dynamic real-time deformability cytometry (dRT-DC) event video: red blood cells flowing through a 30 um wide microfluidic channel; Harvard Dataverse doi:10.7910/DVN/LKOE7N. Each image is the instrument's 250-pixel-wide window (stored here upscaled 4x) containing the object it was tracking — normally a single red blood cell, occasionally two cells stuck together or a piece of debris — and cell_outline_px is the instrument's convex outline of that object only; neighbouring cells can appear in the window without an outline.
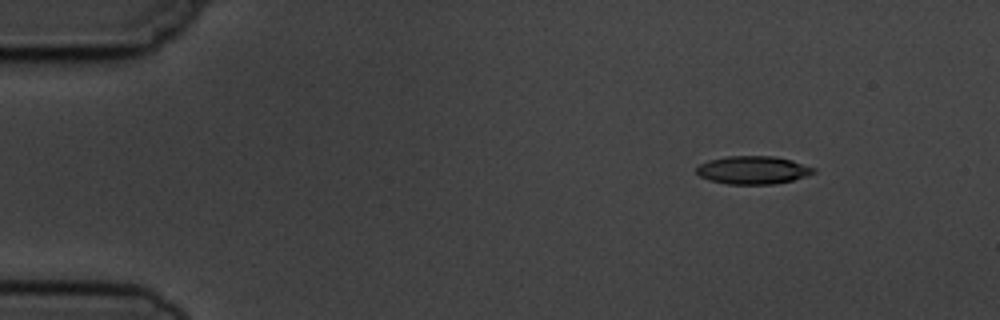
{"species": "common noctule bat (a hibernating species)", "species_latin": "Nyctalus noctula", "temperature_condition": "cold", "stored_images_in_passage": 8, "camera_frame_rate_fps": 3000, "um_per_image_px": 0.085, "animal": {"sex": "male", "body_mass_g": 19.5, "forearm_length_mm": 54.6}, "frame": {"image": 1, "passage_image": 2, "time_ms": 1.333, "image_size_px": [1000, 320], "cell_outline_px": [[816, 172], [808, 176], [792, 180], [772, 184], [728, 184], [708, 180], [700, 176], [696, 172], [696, 168], [700, 164], [708, 160], [728, 156], [772, 156], [792, 160], [816, 168]], "centroid_in_image_um": [64.01, 14.45], "position_along_channel_um": 21.0, "area_um2": 19.19}}
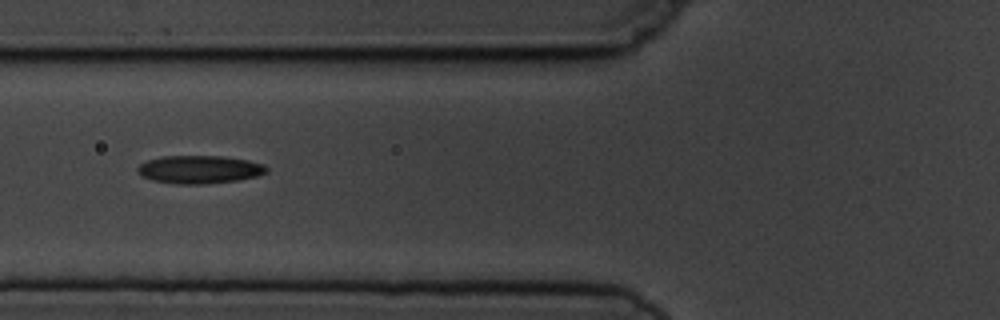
{"frame": {"image": 2, "passage_image": 6, "time_ms": 6.0, "image_size_px": [1000, 320], "cell_outline_px": [[268, 172], [256, 176], [236, 180], [204, 184], [176, 184], [152, 180], [140, 176], [136, 172], [136, 168], [140, 164], [148, 160], [160, 156], [224, 156], [248, 160], [264, 164], [268, 168]], "centroid_in_image_um": [16.92, 14.4], "position_along_channel_um": 108.9, "area_um2": 21.21}}
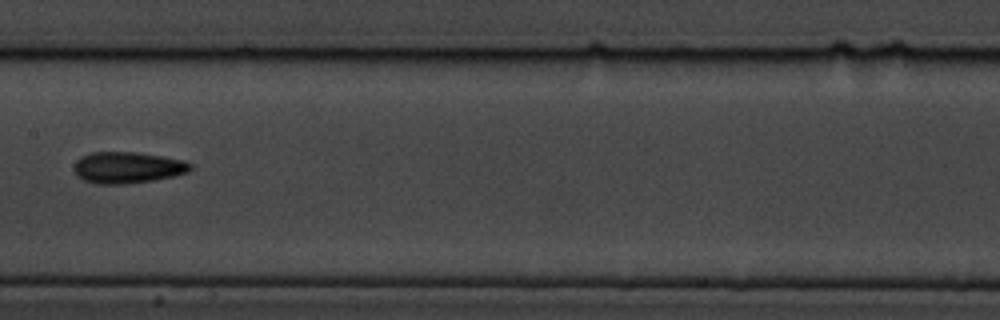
{"frame": {"image": 3, "passage_image": 8, "time_ms": 8.333, "image_size_px": [1000, 320], "cell_outline_px": [[192, 168], [188, 172], [172, 176], [152, 180], [124, 184], [96, 184], [84, 180], [76, 176], [72, 168], [76, 160], [92, 152], [136, 152], [164, 156], [184, 160], [192, 164]], "centroid_in_image_um": [10.82, 14.24], "position_along_channel_um": 196.6, "area_um2": 21.39}}